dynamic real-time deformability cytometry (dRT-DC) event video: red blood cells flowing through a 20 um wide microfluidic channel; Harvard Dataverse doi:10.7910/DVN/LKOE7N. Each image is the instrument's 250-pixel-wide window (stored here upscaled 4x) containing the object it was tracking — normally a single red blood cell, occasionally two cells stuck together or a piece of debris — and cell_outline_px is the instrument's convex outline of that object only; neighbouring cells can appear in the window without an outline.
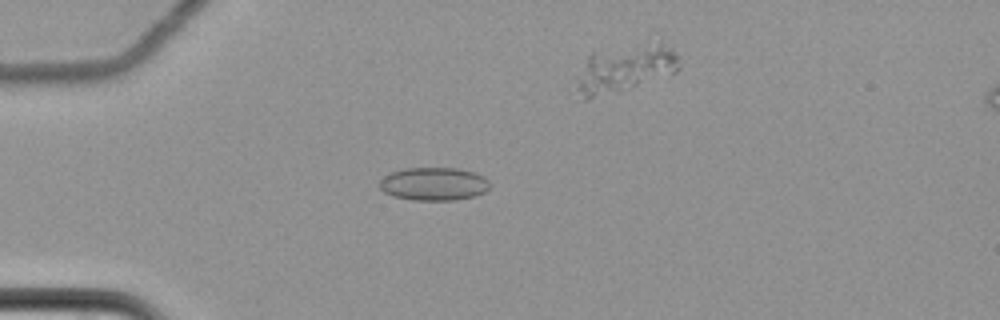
{"species": "common noctule bat (a hibernating species)", "species_latin": "Nyctalus noctula", "temperature_condition": "cold", "stored_images_in_passage": 51, "camera_frame_rate_fps": 3000, "um_per_image_px": 0.085, "animal": {"sex": "female", "body_mass_g": 22.7, "forearm_length_mm": 54.2}, "frame": {"image": 1, "passage_image": 19, "time_ms": 6.0, "image_size_px": [1000, 320], "cell_outline_px": [[492, 184], [484, 192], [472, 196], [456, 200], [412, 200], [392, 196], [384, 192], [380, 188], [380, 180], [388, 172], [404, 168], [456, 168], [472, 172], [484, 176]], "centroid_in_image_um": [36.85, 15.63], "position_along_channel_um": 48.2, "area_um2": 21.39}}
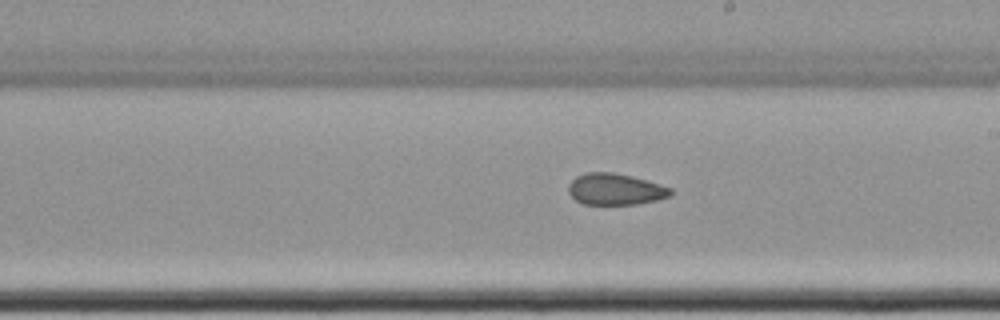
{"frame": {"image": 2, "passage_image": 37, "time_ms": 12.0, "image_size_px": [1000, 320], "cell_outline_px": [[672, 196], [656, 200], [636, 204], [584, 204], [576, 200], [568, 192], [568, 184], [576, 176], [584, 172], [612, 172], [632, 176], [660, 184], [672, 188]], "centroid_in_image_um": [52.3, 16.07], "position_along_channel_um": 236.7, "area_um2": 18.79}}
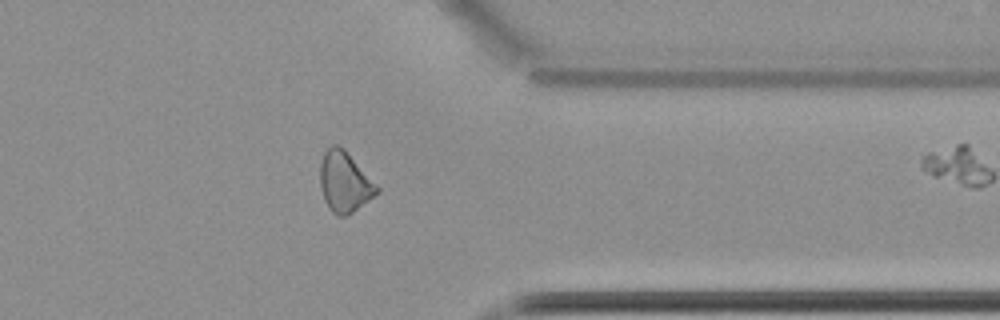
{"frame": {"image": 3, "passage_image": 50, "time_ms": 16.333, "image_size_px": [1000, 320], "cell_outline_px": [[380, 192], [348, 216], [336, 216], [328, 208], [324, 200], [320, 188], [320, 164], [324, 152], [332, 144], [336, 144], [344, 148], [380, 188]], "centroid_in_image_um": [29.28, 15.49], "position_along_channel_um": 382.1, "area_um2": 20.23}}